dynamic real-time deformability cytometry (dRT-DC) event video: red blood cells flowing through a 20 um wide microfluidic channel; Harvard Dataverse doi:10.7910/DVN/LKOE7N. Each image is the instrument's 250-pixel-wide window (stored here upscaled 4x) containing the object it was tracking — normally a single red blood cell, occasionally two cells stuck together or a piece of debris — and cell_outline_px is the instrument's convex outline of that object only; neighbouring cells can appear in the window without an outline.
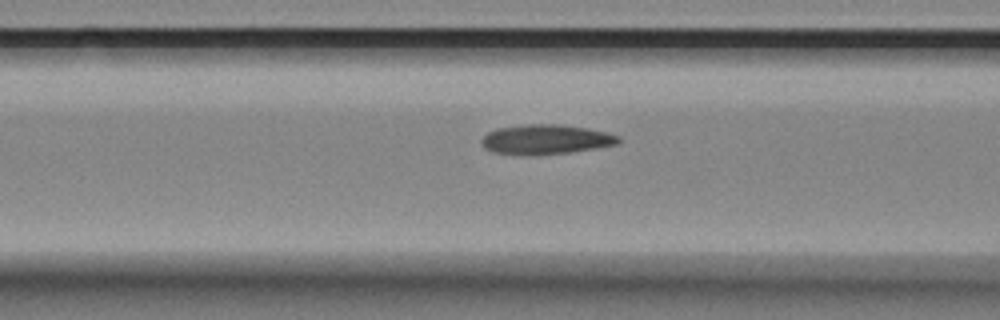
{"species": "Egyptian fruit bat (a non-hibernating species)", "species_latin": "Rousettus aegyptiacus", "temperature_condition": "room temperature", "stored_images_in_passage": 3, "camera_frame_rate_fps": 3000, "um_per_image_px": 0.085, "animal": {"sex": "female"}, "frame": {"image": 1, "passage_image": 3, "time_ms": 3.0, "image_size_px": [1000, 320], "cell_outline_px": [[624, 140], [620, 144], [596, 148], [568, 152], [536, 156], [520, 156], [492, 152], [484, 148], [480, 144], [480, 140], [488, 132], [496, 128], [528, 124], [560, 124], [588, 128], [608, 132], [620, 136]], "centroid_in_image_um": [46.4, 11.86], "position_along_channel_um": 120.2, "area_um2": 24.39}}